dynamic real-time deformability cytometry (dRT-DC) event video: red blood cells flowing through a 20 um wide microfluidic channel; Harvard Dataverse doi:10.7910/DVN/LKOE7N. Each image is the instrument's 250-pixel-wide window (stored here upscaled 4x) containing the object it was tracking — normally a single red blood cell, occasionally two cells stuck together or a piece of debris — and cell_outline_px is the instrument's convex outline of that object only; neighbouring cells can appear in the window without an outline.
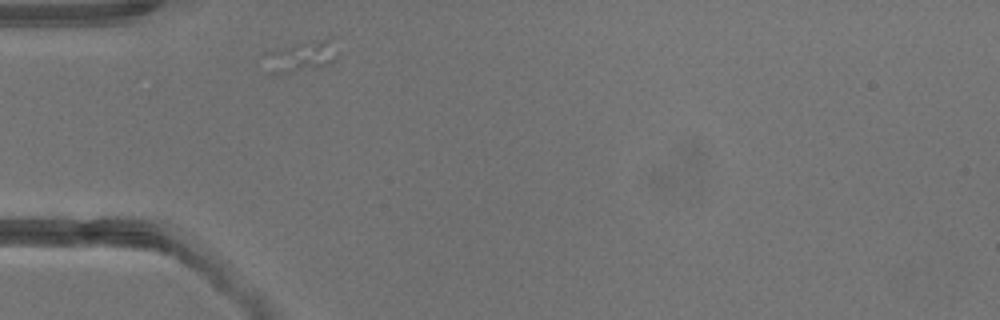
{"species": "common noctule bat (a hibernating species)", "species_latin": "Nyctalus noctula", "temperature_condition": "warm", "stored_images_in_passage": 1, "camera_frame_rate_fps": 3000, "um_per_image_px": 0.085, "animal": {"sex": "male", "body_mass_g": 13.3}, "frame": {"image": 1, "passage_image": 1, "time_ms": 0.0, "image_size_px": [1000, 320], "cell_outline_px": [[340, 52], [336, 60], [328, 64], [288, 72], [268, 72], [264, 52], [296, 44], [336, 36]], "centroid_in_image_um": [25.74, 4.72], "position_along_channel_um": 59.3, "area_um2": 13.12}}